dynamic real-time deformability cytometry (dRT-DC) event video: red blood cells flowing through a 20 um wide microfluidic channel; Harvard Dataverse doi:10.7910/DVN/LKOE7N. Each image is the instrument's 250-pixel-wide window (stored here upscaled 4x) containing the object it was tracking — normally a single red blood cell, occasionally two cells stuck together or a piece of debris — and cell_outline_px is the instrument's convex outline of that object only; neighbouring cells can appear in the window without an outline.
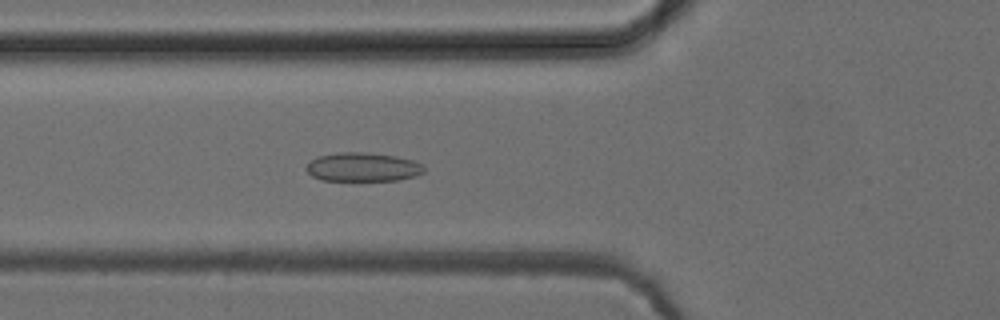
{"species": "common noctule bat (a hibernating species)", "species_latin": "Nyctalus noctula", "temperature_condition": "cold", "stored_images_in_passage": 51, "camera_frame_rate_fps": 3000, "um_per_image_px": 0.085, "animal": {"sex": "female", "body_mass_g": 24.6, "forearm_length_mm": 56.2}, "frame": {"image": 1, "passage_image": 18, "time_ms": 5.667, "image_size_px": [1000, 320], "cell_outline_px": [[424, 172], [416, 176], [396, 180], [320, 180], [312, 176], [304, 168], [316, 156], [336, 152], [364, 152], [396, 156], [412, 160], [424, 164]], "centroid_in_image_um": [30.83, 14.19], "position_along_channel_um": 95.0, "area_um2": 19.88}}
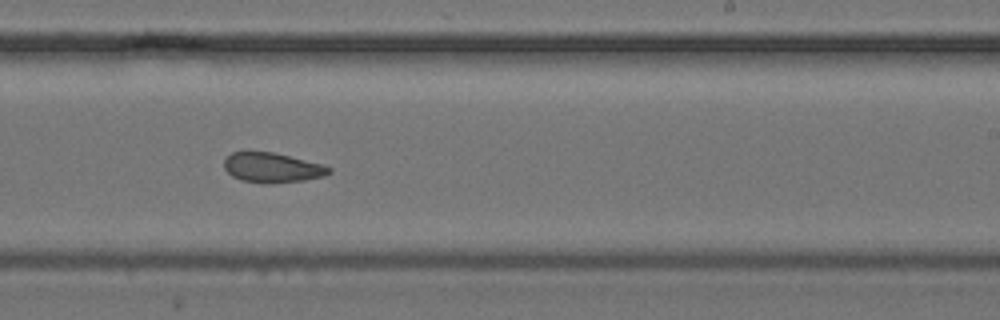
{"frame": {"image": 2, "passage_image": 31, "time_ms": 10.0, "image_size_px": [1000, 320], "cell_outline_px": [[332, 172], [324, 176], [304, 180], [272, 184], [264, 184], [240, 180], [232, 176], [224, 168], [224, 160], [232, 152], [272, 152], [324, 164], [332, 168]], "centroid_in_image_um": [23.16, 14.27], "position_along_channel_um": 265.8, "area_um2": 18.38}}
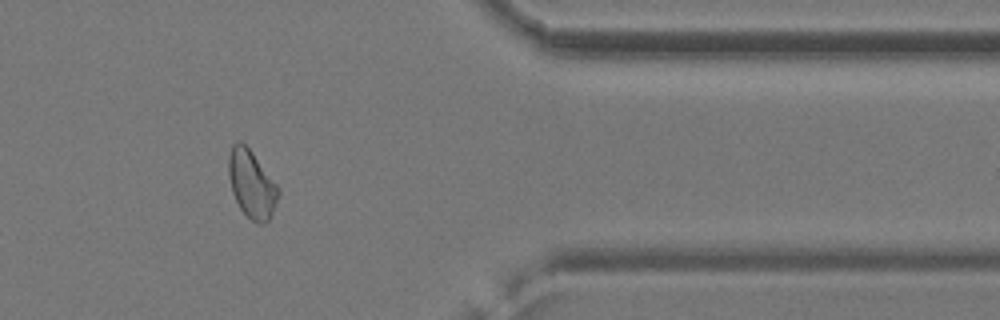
{"frame": {"image": 3, "passage_image": 42, "time_ms": 13.667, "image_size_px": [1000, 320], "cell_outline_px": [[280, 192], [268, 220], [264, 224], [256, 224], [240, 208], [232, 192], [228, 176], [228, 156], [232, 144], [236, 140], [240, 140], [252, 152], [280, 188]], "centroid_in_image_um": [21.37, 15.62], "position_along_channel_um": 390.0, "area_um2": 19.54}, "authors_computed_cell_mechanics": {"area_um2": 19.652, "velocity_mm_per_s": 3.9317, "shape_relaxation_time_tau1_ms": null, "shape_relaxation_time_tau2_ms": 2.2208, "deformation_change_tau1": null, "deformation_change_tau2": 0.0832}}